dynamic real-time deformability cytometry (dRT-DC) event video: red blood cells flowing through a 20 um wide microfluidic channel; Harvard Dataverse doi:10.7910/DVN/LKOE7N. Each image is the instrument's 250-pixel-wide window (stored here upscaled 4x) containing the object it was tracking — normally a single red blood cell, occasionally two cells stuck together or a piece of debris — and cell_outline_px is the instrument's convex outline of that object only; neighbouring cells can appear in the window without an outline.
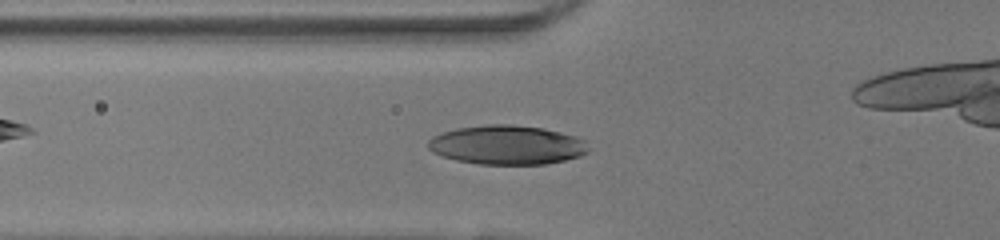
{"species": "human", "species_latin": "Homo sapiens", "temperature_condition": "room temperature", "stored_images_in_passage": 45, "camera_frame_rate_fps": 3000, "um_per_image_px": 0.085, "donor": {"sex": "female"}, "frame": {"image": 1, "passage_image": 18, "time_ms": 5.667, "image_size_px": [1000, 240], "cell_outline_px": [[588, 152], [580, 156], [564, 160], [544, 164], [480, 164], [456, 160], [432, 152], [428, 148], [428, 140], [432, 136], [456, 128], [488, 124], [512, 124], [544, 128], [576, 136], [584, 140]], "centroid_in_image_um": [43.08, 12.31], "position_along_channel_um": 82.7, "area_um2": 36.53}}
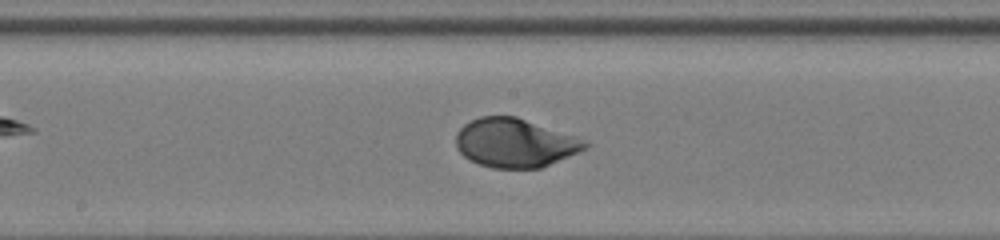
{"frame": {"image": 2, "passage_image": 27, "time_ms": 8.667, "image_size_px": [1000, 240], "cell_outline_px": [[588, 148], [580, 152], [540, 168], [492, 168], [468, 160], [456, 148], [456, 132], [464, 124], [480, 116], [516, 116], [588, 140]], "centroid_in_image_um": [43.78, 12.15], "position_along_channel_um": 204.4, "area_um2": 36.93}}
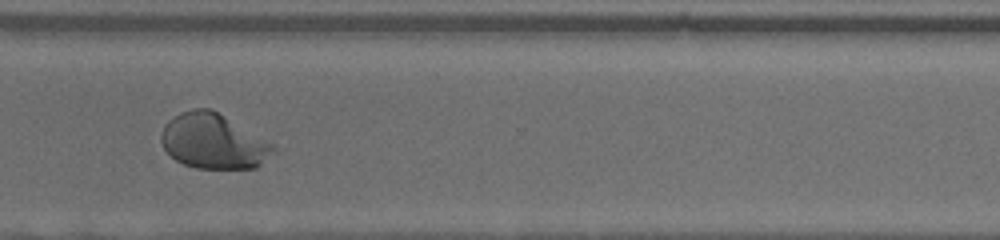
{"frame": {"image": 3, "passage_image": 38, "time_ms": 12.333, "image_size_px": [1000, 240], "cell_outline_px": [[280, 148], [276, 152], [256, 168], [196, 168], [184, 164], [176, 160], [164, 148], [160, 140], [160, 136], [164, 124], [168, 120], [180, 112], [192, 108], [208, 108], [216, 112]], "centroid_in_image_um": [18.13, 12.02], "position_along_channel_um": 352.5, "area_um2": 35.72}}